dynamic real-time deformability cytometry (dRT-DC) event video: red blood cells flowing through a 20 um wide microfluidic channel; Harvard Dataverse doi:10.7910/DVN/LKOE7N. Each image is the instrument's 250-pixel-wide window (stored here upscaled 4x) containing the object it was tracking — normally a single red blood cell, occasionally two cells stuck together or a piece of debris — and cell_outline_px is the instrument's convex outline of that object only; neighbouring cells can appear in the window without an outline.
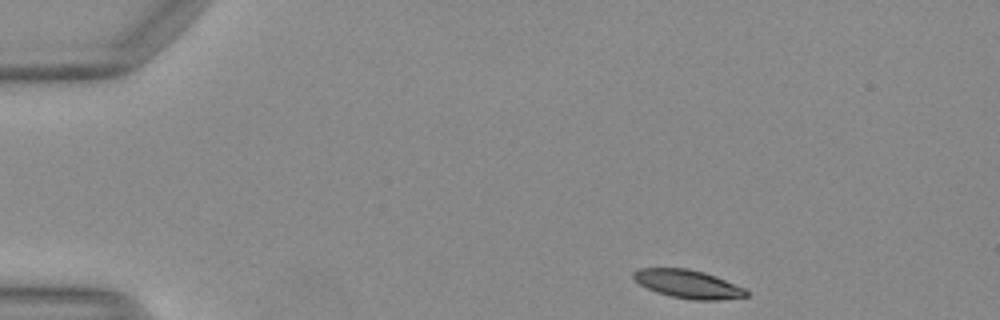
{"species": "Egyptian fruit bat (a non-hibernating species)", "species_latin": "Rousettus aegyptiacus", "temperature_condition": "warm", "stored_images_in_passage": 44, "camera_frame_rate_fps": 3000, "um_per_image_px": 0.085, "animal": {"sex": "female"}, "frame": {"image": 1, "passage_image": 1, "time_ms": 0.0, "image_size_px": [1000, 320], "cell_outline_px": [[748, 296], [720, 300], [692, 300], [672, 296], [656, 292], [640, 284], [632, 276], [632, 272], [640, 268], [688, 268], [704, 272], [716, 276], [744, 288], [748, 292]], "centroid_in_image_um": [58.48, 24.14], "position_along_channel_um": 26.5, "area_um2": 18.55}}
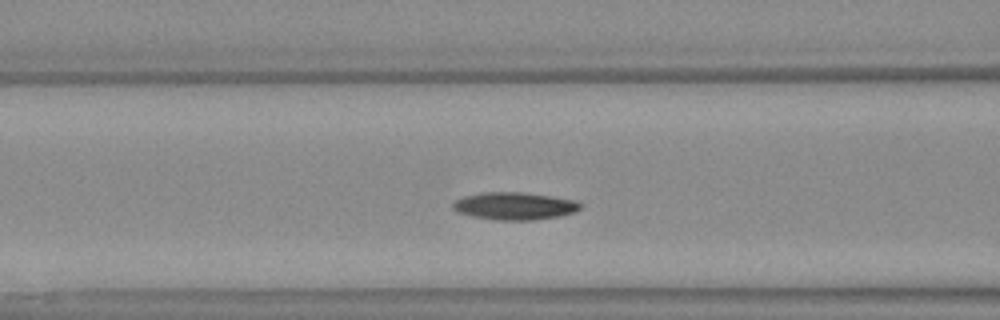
{"frame": {"image": 2, "passage_image": 14, "time_ms": 4.333, "image_size_px": [1000, 320], "cell_outline_px": [[580, 208], [576, 212], [560, 216], [532, 220], [496, 220], [472, 216], [456, 212], [452, 208], [452, 204], [456, 200], [464, 196], [484, 192], [520, 192], [552, 196], [576, 200], [580, 204]], "centroid_in_image_um": [43.73, 17.51], "position_along_channel_um": 122.9, "area_um2": 20.46}}
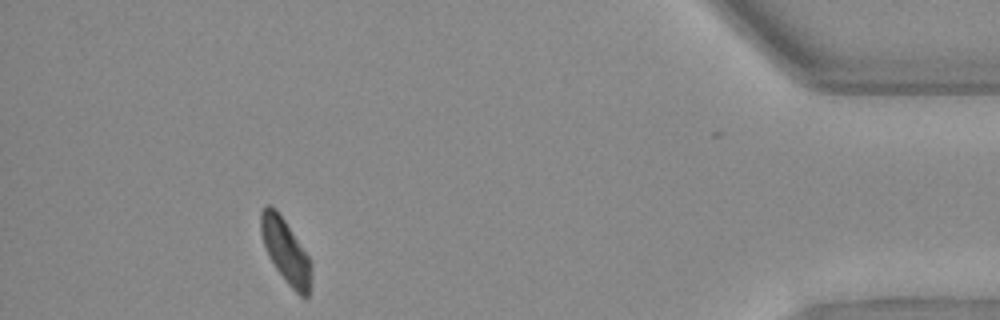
{"frame": {"image": 3, "passage_image": 39, "time_ms": 12.667, "image_size_px": [1000, 320], "cell_outline_px": [[312, 268], [308, 296], [304, 300], [288, 284], [276, 268], [264, 244], [260, 232], [260, 212], [268, 204], [276, 208], [308, 256], [312, 264]], "centroid_in_image_um": [24.29, 21.34], "position_along_channel_um": 410.9, "area_um2": 18.44}, "authors_computed_cell_mechanics": {"area_um2": 19.6809, "velocity_mm_per_s": 4.1043, "shape_relaxation_time_tau1_ms": 2.5721, "shape_relaxation_time_tau2_ms": 10.8614, "deformation_change_tau1": 0.1207, "deformation_change_tau2": 0.1702}}